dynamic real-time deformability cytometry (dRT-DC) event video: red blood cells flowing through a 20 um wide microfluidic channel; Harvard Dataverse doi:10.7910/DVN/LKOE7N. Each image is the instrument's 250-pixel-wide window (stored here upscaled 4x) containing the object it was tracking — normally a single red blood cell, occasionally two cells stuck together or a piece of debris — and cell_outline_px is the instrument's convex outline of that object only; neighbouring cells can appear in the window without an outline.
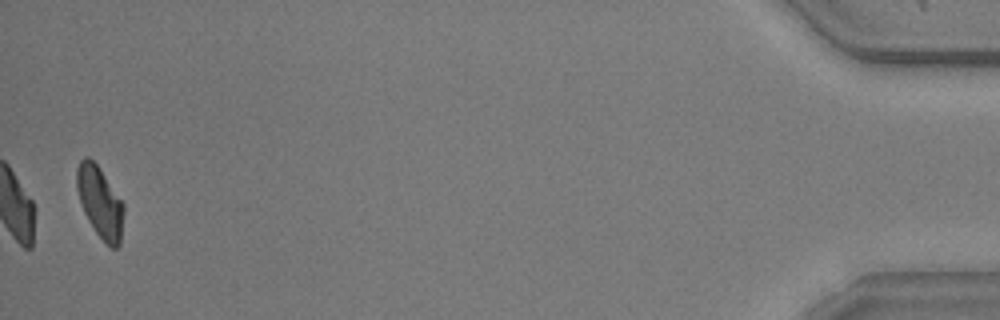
{"species": "common noctule bat (a hibernating species)", "species_latin": "Nyctalus noctula", "temperature_condition": "warm", "stored_images_in_passage": 40, "camera_frame_rate_fps": 3000, "um_per_image_px": 0.085, "animal": {"sex": "male", "body_mass_g": 20.5, "forearm_length_mm": 52.5}, "frame": {"image": 1, "passage_image": 40, "time_ms": 13.0, "image_size_px": [1000, 320], "cell_outline_px": [[124, 212], [120, 244], [116, 248], [112, 248], [96, 232], [88, 220], [84, 212], [76, 188], [76, 168], [80, 160], [84, 156], [88, 156], [96, 164], [124, 204]], "centroid_in_image_um": [8.49, 17.16], "position_along_channel_um": 426.7, "area_um2": 19.19}, "authors_computed_cell_mechanics": {"area_um2": 20.3456, "velocity_mm_per_s": 3.5759, "shape_relaxation_time_tau1_ms": 3.7072, "shape_relaxation_time_tau2_ms": 7.102, "deformation_change_tau1": 0.1228, "deformation_change_tau2": 0.1266}}